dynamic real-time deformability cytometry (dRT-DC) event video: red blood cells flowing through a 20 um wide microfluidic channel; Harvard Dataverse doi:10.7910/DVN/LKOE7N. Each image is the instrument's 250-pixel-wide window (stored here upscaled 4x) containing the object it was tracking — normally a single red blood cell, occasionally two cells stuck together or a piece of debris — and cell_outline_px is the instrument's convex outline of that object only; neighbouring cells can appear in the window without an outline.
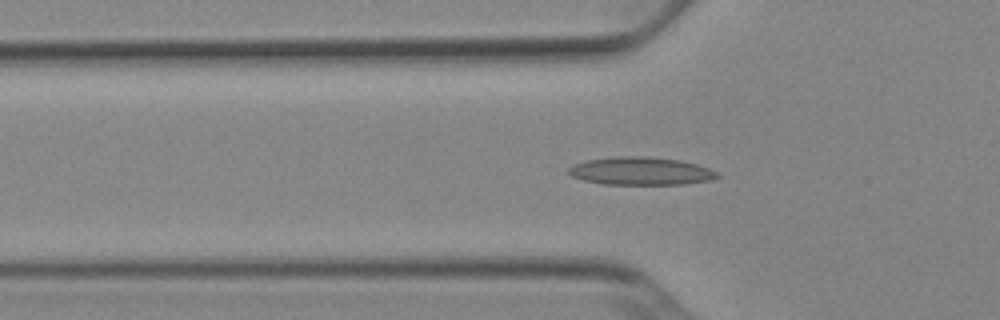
{"species": "Egyptian fruit bat (a non-hibernating species)", "species_latin": "Rousettus aegyptiacus", "temperature_condition": "cold", "stored_images_in_passage": 45, "camera_frame_rate_fps": 3000, "um_per_image_px": 0.085, "animal": {"sex": "female"}, "frame": {"image": 1, "passage_image": 9, "time_ms": 2.667, "image_size_px": [1000, 320], "cell_outline_px": [[720, 176], [712, 180], [684, 184], [604, 184], [584, 180], [572, 176], [568, 172], [568, 168], [572, 164], [584, 160], [616, 156], [648, 156], [680, 160], [696, 164], [708, 168], [716, 172]], "centroid_in_image_um": [54.44, 14.53], "position_along_channel_um": 71.4, "area_um2": 24.28}}
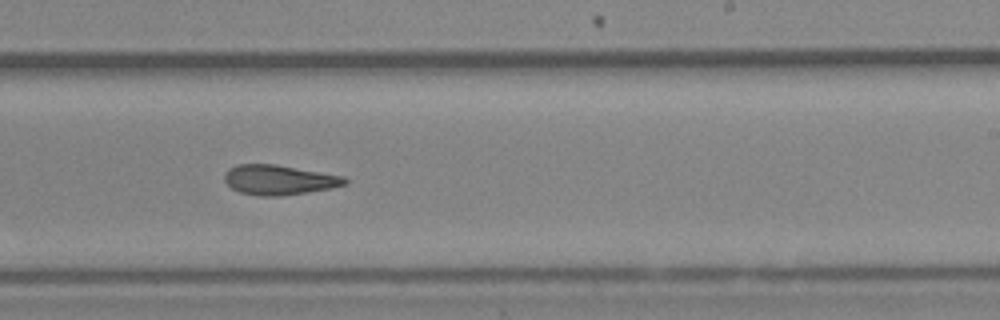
{"frame": {"image": 2, "passage_image": 24, "time_ms": 7.667, "image_size_px": [1000, 320], "cell_outline_px": [[348, 184], [332, 188], [308, 192], [280, 196], [256, 196], [240, 192], [232, 188], [224, 180], [224, 172], [228, 168], [236, 164], [276, 164], [344, 176], [348, 180]], "centroid_in_image_um": [23.71, 15.29], "position_along_channel_um": 265.3, "area_um2": 21.15}}
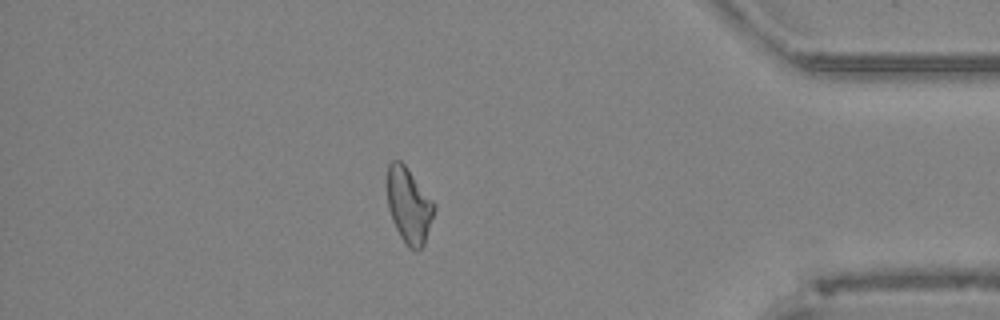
{"frame": {"image": 3, "passage_image": 37, "time_ms": 12.0, "image_size_px": [1000, 320], "cell_outline_px": [[436, 208], [424, 244], [416, 252], [408, 248], [400, 236], [392, 220], [388, 208], [388, 164], [392, 160], [400, 160], [404, 164], [436, 204]], "centroid_in_image_um": [34.77, 17.49], "position_along_channel_um": 400.4, "area_um2": 20.58}, "authors_computed_cell_mechanics": {"area_um2": 21.2704, "velocity_mm_per_s": 3.8914, "shape_relaxation_time_tau1_ms": null, "shape_relaxation_time_tau2_ms": 3.1696, "deformation_change_tau1": null, "deformation_change_tau2": 0.1169}}